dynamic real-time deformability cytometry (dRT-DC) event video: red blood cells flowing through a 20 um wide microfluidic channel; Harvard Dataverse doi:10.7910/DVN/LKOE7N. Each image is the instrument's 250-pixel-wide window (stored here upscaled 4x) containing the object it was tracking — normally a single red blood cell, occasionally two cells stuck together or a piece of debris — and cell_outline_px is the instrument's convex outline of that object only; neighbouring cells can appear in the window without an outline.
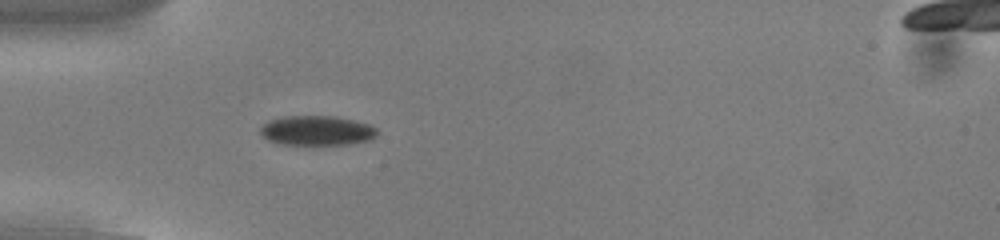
{"species": "common noctule bat (a hibernating species)", "species_latin": "Nyctalus noctula", "temperature_condition": "cold", "stored_images_in_passage": 54, "camera_frame_rate_fps": 3000, "um_per_image_px": 0.085, "animal": {"sex": "male", "body_mass_g": 13.0, "forearm_length_mm": 53.1}, "frame": {"image": 1, "passage_image": 17, "time_ms": 5.333, "image_size_px": [1000, 240], "cell_outline_px": [[380, 132], [372, 140], [348, 144], [276, 144], [268, 140], [260, 132], [260, 128], [268, 120], [284, 116], [336, 116], [368, 124], [376, 128]], "centroid_in_image_um": [26.95, 11.1], "position_along_channel_um": 58.1, "area_um2": 20.29}}
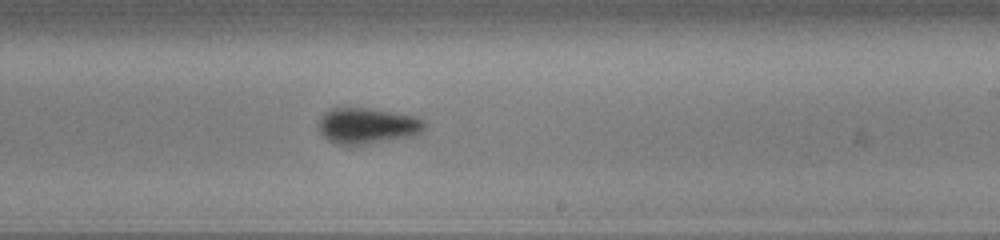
{"frame": {"image": 2, "passage_image": 33, "time_ms": 10.667, "image_size_px": [1000, 240], "cell_outline_px": [[424, 128], [420, 132], [412, 136], [348, 148], [336, 144], [328, 140], [320, 132], [320, 120], [324, 112], [332, 108], [364, 108], [392, 112], [416, 116], [424, 120]], "centroid_in_image_um": [31.2, 10.73], "position_along_channel_um": 257.8, "area_um2": 22.37}}
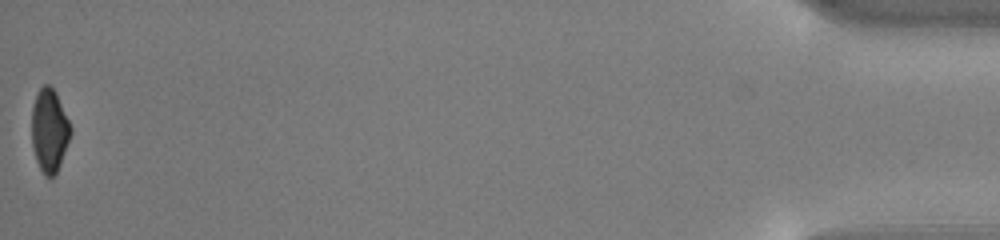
{"frame": {"image": 3, "passage_image": 54, "time_ms": 17.667, "image_size_px": [1000, 240], "cell_outline_px": [[72, 132], [60, 164], [56, 172], [52, 176], [44, 176], [36, 160], [32, 148], [32, 104], [40, 88], [44, 84], [48, 84], [56, 92], [72, 128]], "centroid_in_image_um": [4.19, 11.08], "position_along_channel_um": 431.0, "area_um2": 18.79}, "authors_computed_cell_mechanics": {"area_um2": 20.4034, "velocity_mm_per_s": 3.8607, "shape_relaxation_time_tau1_ms": 2.012, "shape_relaxation_time_tau2_ms": null, "deformation_change_tau1": 0.0888, "deformation_change_tau2": null}}